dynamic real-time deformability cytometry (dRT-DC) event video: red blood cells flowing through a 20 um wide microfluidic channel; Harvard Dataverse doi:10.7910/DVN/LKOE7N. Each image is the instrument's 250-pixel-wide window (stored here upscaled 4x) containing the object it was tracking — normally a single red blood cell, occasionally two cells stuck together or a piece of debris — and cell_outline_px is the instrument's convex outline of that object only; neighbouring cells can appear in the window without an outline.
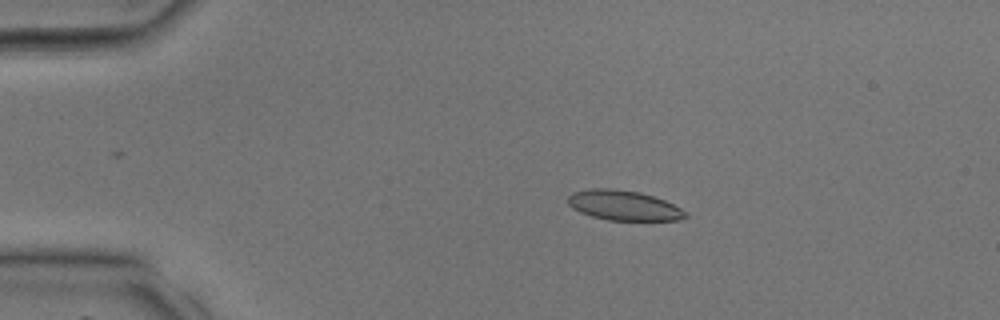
{"species": "common noctule bat (a hibernating species)", "species_latin": "Nyctalus noctula", "temperature_condition": "room temperature", "stored_images_in_passage": 33, "camera_frame_rate_fps": 3000, "um_per_image_px": 0.085, "animal": {"sex": "male", "body_mass_g": 17.9, "forearm_length_mm": 54.2}, "frame": {"image": 1, "passage_image": 7, "time_ms": 2.0, "image_size_px": [1000, 320], "cell_outline_px": [[688, 216], [680, 220], [608, 220], [592, 216], [580, 212], [572, 208], [568, 204], [568, 196], [572, 192], [592, 188], [616, 188], [640, 192], [664, 200], [688, 212]], "centroid_in_image_um": [53.01, 17.45], "position_along_channel_um": 32.0, "area_um2": 20.58}}
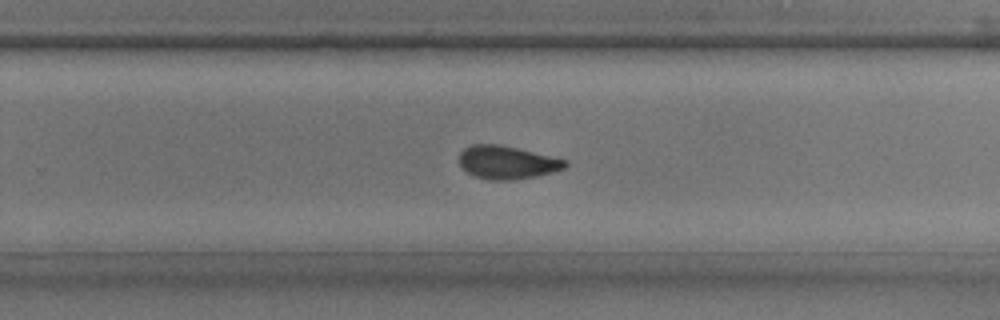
{"frame": {"image": 2, "passage_image": 24, "time_ms": 7.667, "image_size_px": [1000, 320], "cell_outline_px": [[568, 164], [564, 168], [552, 172], [536, 176], [512, 180], [488, 180], [476, 176], [460, 168], [460, 152], [464, 148], [472, 144], [496, 144], [516, 148], [568, 160]], "centroid_in_image_um": [43.08, 13.81], "position_along_channel_um": 286.7, "area_um2": 20.35}}
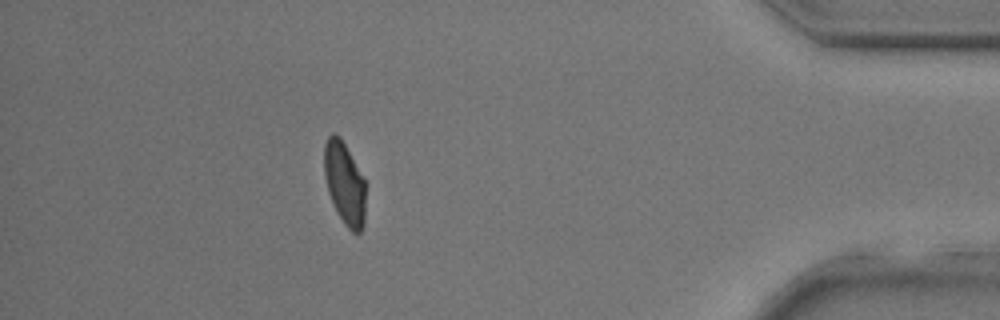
{"frame": {"image": 3, "passage_image": 33, "time_ms": 10.667, "image_size_px": [1000, 320], "cell_outline_px": [[364, 228], [360, 232], [352, 232], [344, 224], [336, 212], [328, 192], [324, 176], [324, 144], [328, 136], [332, 132], [336, 132], [340, 136], [364, 180]], "centroid_in_image_um": [29.25, 15.58], "position_along_channel_um": 405.9, "area_um2": 19.83}}